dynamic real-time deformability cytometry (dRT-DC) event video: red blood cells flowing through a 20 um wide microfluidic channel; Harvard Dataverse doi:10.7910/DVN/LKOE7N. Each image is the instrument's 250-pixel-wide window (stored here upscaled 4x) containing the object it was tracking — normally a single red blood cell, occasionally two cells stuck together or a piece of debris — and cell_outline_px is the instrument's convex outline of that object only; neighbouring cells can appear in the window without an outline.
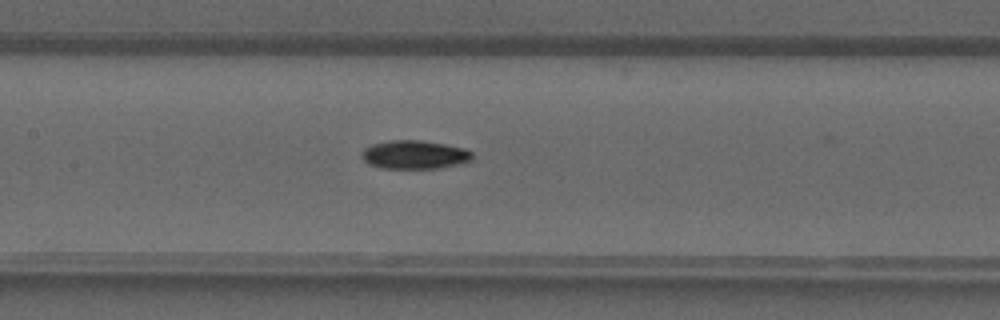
{"species": "common noctule bat (a hibernating species)", "species_latin": "Nyctalus noctula", "temperature_condition": "warm", "stored_images_in_passage": 33, "camera_frame_rate_fps": 3000, "um_per_image_px": 0.085, "animal": {"sex": "male", "forearm_length_mm": 52.5}, "frame": {"image": 1, "passage_image": 12, "time_ms": 3.667, "image_size_px": [1000, 320], "cell_outline_px": [[472, 160], [460, 164], [440, 168], [380, 168], [368, 164], [360, 156], [360, 152], [364, 148], [372, 144], [392, 140], [420, 140], [444, 144], [464, 148], [472, 152]], "centroid_in_image_um": [35.21, 13.15], "position_along_channel_um": 172.2, "area_um2": 18.5}}
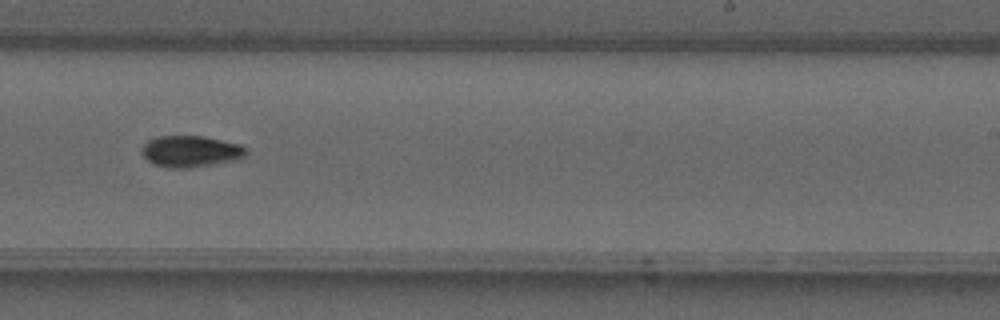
{"frame": {"image": 2, "passage_image": 18, "time_ms": 5.667, "image_size_px": [1000, 320], "cell_outline_px": [[248, 152], [244, 156], [236, 160], [188, 168], [172, 168], [156, 164], [148, 160], [140, 152], [140, 148], [148, 140], [156, 136], [204, 136], [240, 144]], "centroid_in_image_um": [16.18, 12.85], "position_along_channel_um": 272.8, "area_um2": 19.02}}
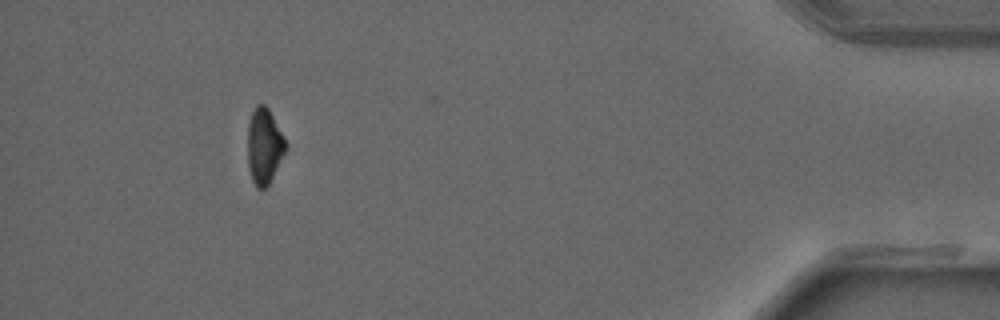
{"frame": {"image": 3, "passage_image": 30, "time_ms": 9.667, "image_size_px": [1000, 320], "cell_outline_px": [[288, 148], [268, 184], [264, 188], [256, 188], [252, 180], [248, 168], [248, 124], [252, 112], [256, 104], [264, 104], [268, 108], [288, 144]], "centroid_in_image_um": [22.46, 12.41], "position_along_channel_um": 412.7, "area_um2": 16.76}}